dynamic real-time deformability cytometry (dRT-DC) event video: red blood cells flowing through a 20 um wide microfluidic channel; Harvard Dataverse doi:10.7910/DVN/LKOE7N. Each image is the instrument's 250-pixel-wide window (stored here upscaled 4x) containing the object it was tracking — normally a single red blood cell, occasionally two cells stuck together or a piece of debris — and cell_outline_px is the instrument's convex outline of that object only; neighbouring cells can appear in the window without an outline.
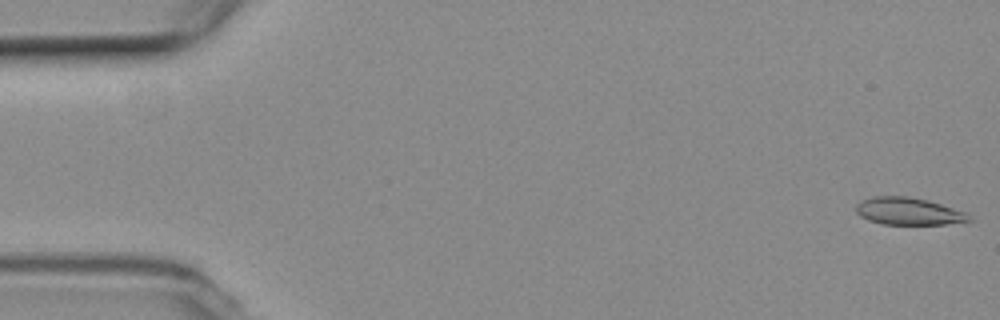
{"species": "common noctule bat (a hibernating species)", "species_latin": "Nyctalus noctula", "temperature_condition": "room temperature", "stored_images_in_passage": 16, "camera_frame_rate_fps": 3000, "um_per_image_px": 0.085, "animal": {"sex": "female", "body_mass_g": 19.3, "forearm_length_mm": 54.1}, "frame": {"image": 1, "passage_image": 1, "time_ms": 0.0, "image_size_px": [1000, 320], "cell_outline_px": [[972, 220], [944, 224], [880, 224], [868, 220], [860, 216], [856, 212], [856, 204], [872, 196], [908, 196], [928, 200], [968, 212], [972, 216]], "centroid_in_image_um": [77.24, 17.95], "position_along_channel_um": 7.8, "area_um2": 18.09}}
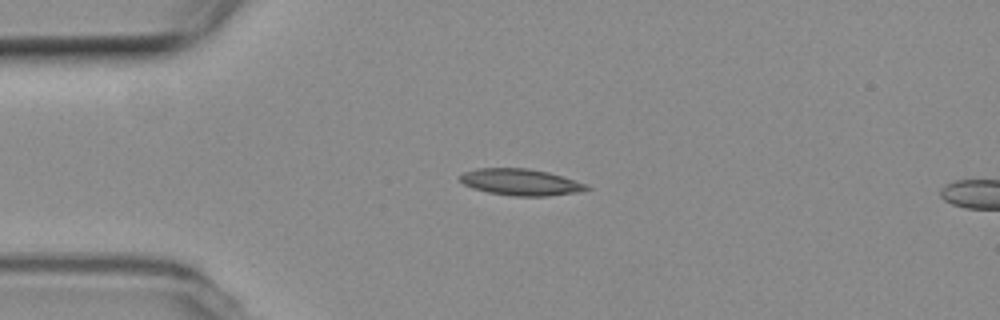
{"frame": {"image": 2, "passage_image": 13, "time_ms": 4.0, "image_size_px": [1000, 320], "cell_outline_px": [[592, 188], [584, 192], [548, 196], [512, 196], [488, 192], [472, 188], [464, 184], [460, 180], [460, 176], [464, 172], [476, 168], [528, 168], [548, 172], [588, 184]], "centroid_in_image_um": [44.31, 15.49], "position_along_channel_um": 40.7, "area_um2": 19.77}}